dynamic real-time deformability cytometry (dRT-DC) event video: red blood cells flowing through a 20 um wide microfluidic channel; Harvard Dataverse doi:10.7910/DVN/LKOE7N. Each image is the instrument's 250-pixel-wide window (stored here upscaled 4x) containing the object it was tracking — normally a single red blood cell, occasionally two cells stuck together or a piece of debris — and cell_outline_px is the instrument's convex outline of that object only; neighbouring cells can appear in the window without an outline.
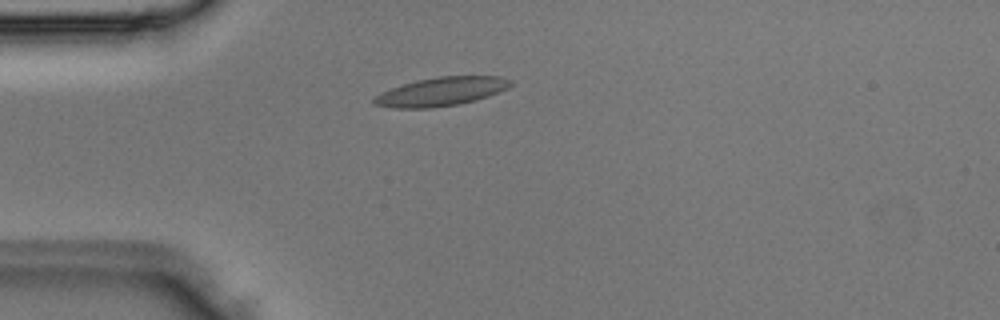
{"species": "Egyptian fruit bat (a non-hibernating species)", "species_latin": "Rousettus aegyptiacus", "temperature_condition": "room temperature", "stored_images_in_passage": 2, "camera_frame_rate_fps": 3000, "um_per_image_px": 0.085, "animal": {"sex": "male"}, "frame": {"image": 1, "passage_image": 2, "time_ms": 0.333, "image_size_px": [1000, 320], "cell_outline_px": [[516, 80], [508, 88], [488, 96], [476, 100], [460, 104], [428, 108], [392, 108], [372, 104], [372, 100], [376, 96], [392, 88], [416, 80], [440, 76], [500, 76]], "centroid_in_image_um": [37.56, 7.78], "position_along_channel_um": 47.4, "area_um2": 22.83}}